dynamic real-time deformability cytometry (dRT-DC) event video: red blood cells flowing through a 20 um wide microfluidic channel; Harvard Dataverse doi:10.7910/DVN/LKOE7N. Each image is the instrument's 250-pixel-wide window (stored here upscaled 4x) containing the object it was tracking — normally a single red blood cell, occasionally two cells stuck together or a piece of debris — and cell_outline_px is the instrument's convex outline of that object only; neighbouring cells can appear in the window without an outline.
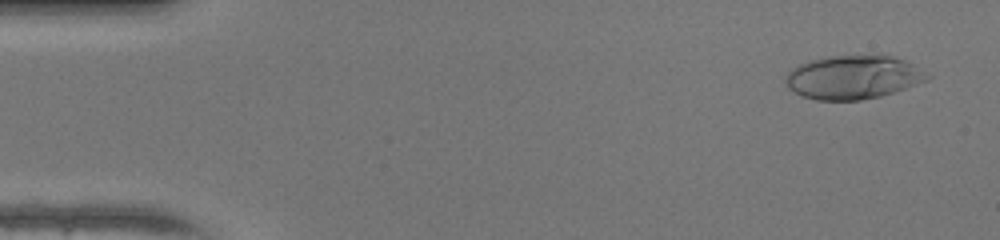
{"species": "human", "species_latin": "Homo sapiens", "temperature_condition": "warm", "stored_images_in_passage": 48, "camera_frame_rate_fps": 3000, "um_per_image_px": 0.085, "donor": {"sex": "female"}, "frame": {"image": 1, "passage_image": 3, "time_ms": 0.667, "image_size_px": [1000, 240], "cell_outline_px": [[932, 76], [928, 80], [880, 96], [860, 100], [816, 100], [800, 96], [788, 88], [784, 80], [784, 76], [792, 68], [808, 60], [828, 56], [892, 56], [904, 60], [912, 64]], "centroid_in_image_um": [72.46, 6.57], "position_along_channel_um": 12.5, "area_um2": 35.89}}
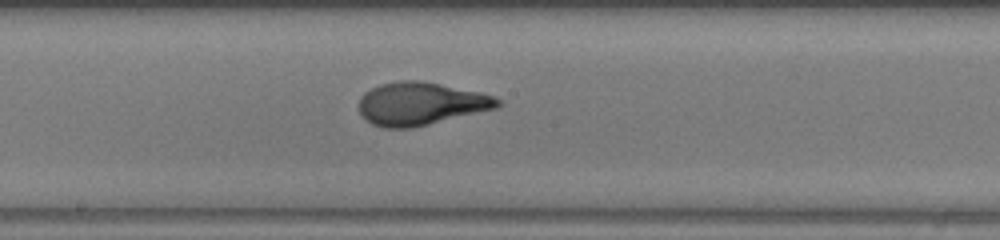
{"frame": {"image": 2, "passage_image": 26, "time_ms": 8.333, "image_size_px": [1000, 240], "cell_outline_px": [[504, 104], [500, 108], [412, 128], [384, 128], [372, 124], [360, 116], [360, 96], [364, 92], [380, 84], [400, 80], [420, 80], [480, 92], [496, 96]], "centroid_in_image_um": [35.8, 8.82], "position_along_channel_um": 212.4, "area_um2": 35.08}}
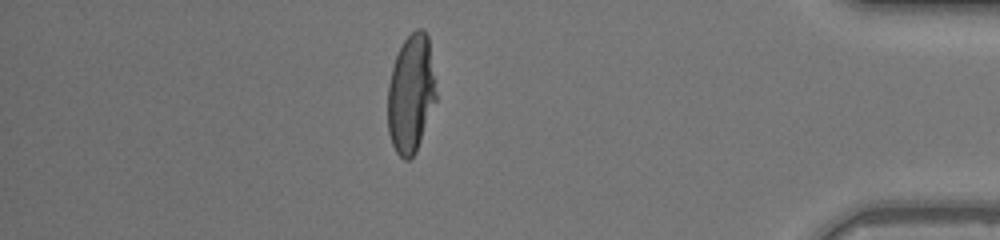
{"frame": {"image": 3, "passage_image": 42, "time_ms": 13.667, "image_size_px": [1000, 240], "cell_outline_px": [[436, 100], [416, 152], [408, 160], [404, 160], [396, 152], [392, 144], [388, 132], [388, 84], [392, 68], [396, 56], [404, 40], [416, 28], [420, 28], [428, 36], [436, 92]], "centroid_in_image_um": [34.92, 7.99], "position_along_channel_um": 400.3, "area_um2": 33.06}, "authors_computed_cell_mechanics": {"area_um2": 34.3332, "velocity_mm_per_s": 4.3016, "shape_relaxation_time_tau1_ms": 4.9472, "shape_relaxation_time_tau2_ms": null, "deformation_change_tau1": 0.2729, "deformation_change_tau2": null}}